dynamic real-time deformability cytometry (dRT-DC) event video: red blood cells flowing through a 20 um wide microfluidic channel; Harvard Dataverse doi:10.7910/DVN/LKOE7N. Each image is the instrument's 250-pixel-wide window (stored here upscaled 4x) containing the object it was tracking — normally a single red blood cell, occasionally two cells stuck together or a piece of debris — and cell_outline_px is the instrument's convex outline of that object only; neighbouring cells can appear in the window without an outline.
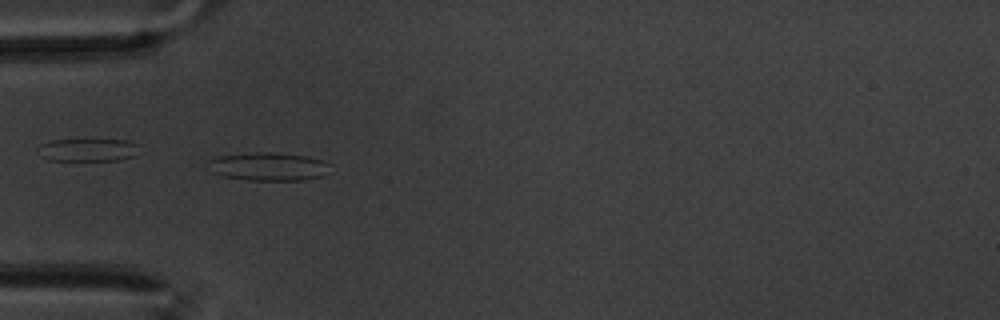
{"species": "common noctule bat (a hibernating species)", "species_latin": "Nyctalus noctula", "temperature_condition": "warm", "stored_images_in_passage": 59, "camera_frame_rate_fps": 3000, "um_per_image_px": 0.085, "animal": {"sex": "male", "body_mass_g": 20.1, "forearm_length_mm": 53.5}, "frame": {"image": 1, "passage_image": 18, "time_ms": 5.667, "image_size_px": [1000, 320], "cell_outline_px": [[324, 176], [304, 180], [248, 180], [224, 176], [212, 172], [204, 164], [208, 160], [220, 156], [252, 152], [276, 152], [304, 156], [320, 160], [324, 164]], "centroid_in_image_um": [22.67, 14.15], "position_along_channel_um": 62.3, "area_um2": 19.77}}
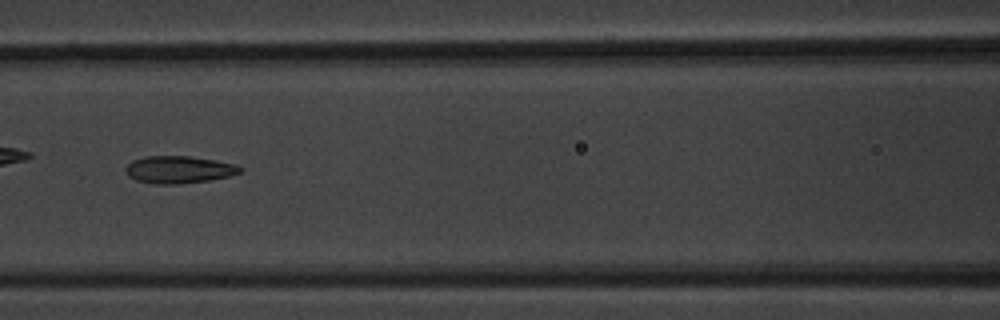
{"frame": {"image": 2, "passage_image": 26, "time_ms": 8.333, "image_size_px": [1000, 320], "cell_outline_px": [[244, 168], [240, 172], [228, 176], [208, 180], [176, 184], [160, 184], [136, 180], [128, 176], [124, 168], [132, 160], [144, 156], [188, 156], [216, 160], [236, 164]], "centroid_in_image_um": [15.19, 14.4], "position_along_channel_um": 151.4, "area_um2": 18.15}}
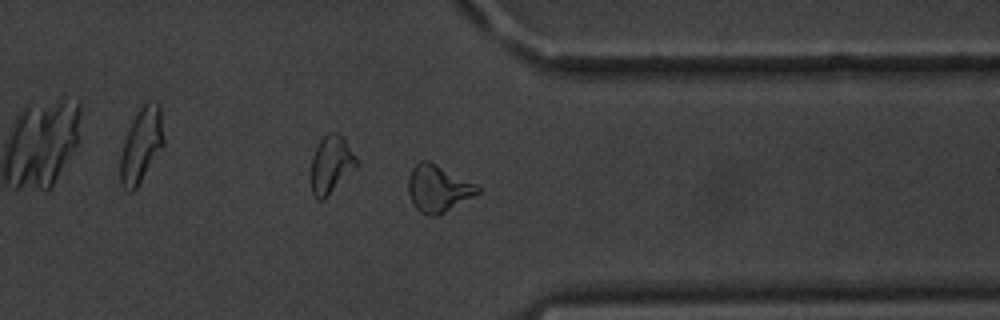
{"frame": {"image": 3, "passage_image": 46, "time_ms": 15.0, "image_size_px": [1000, 320], "cell_outline_px": [[480, 192], [444, 212], [436, 216], [428, 216], [420, 212], [412, 204], [408, 192], [408, 176], [412, 168], [420, 160], [428, 160], [476, 184], [480, 188]], "centroid_in_image_um": [37.19, 16.02], "position_along_channel_um": 374.2, "area_um2": 18.79}, "authors_computed_cell_mechanics": {"area_um2": 18.5538, "velocity_mm_per_s": 3.3857, "shape_relaxation_time_tau1_ms": 6.8335, "shape_relaxation_time_tau2_ms": 2.6857, "deformation_change_tau1": 0.1771, "deformation_change_tau2": 0.1061}}